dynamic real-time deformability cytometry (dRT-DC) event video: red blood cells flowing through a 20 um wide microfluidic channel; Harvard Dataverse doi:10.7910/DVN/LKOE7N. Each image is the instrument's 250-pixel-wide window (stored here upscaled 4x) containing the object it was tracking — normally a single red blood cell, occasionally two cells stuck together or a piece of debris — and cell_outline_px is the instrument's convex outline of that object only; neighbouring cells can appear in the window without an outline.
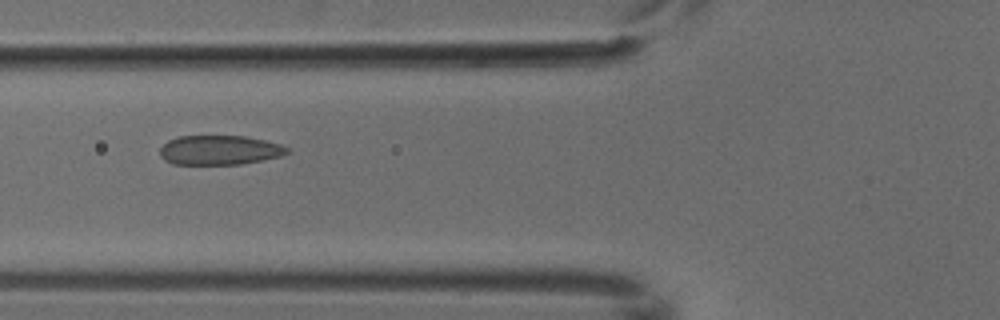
{"species": "common noctule bat (a hibernating species)", "species_latin": "Nyctalus noctula", "temperature_condition": "cold", "stored_images_in_passage": 4, "camera_frame_rate_fps": 3000, "um_per_image_px": 0.085, "animal": {"sex": "male", "body_mass_g": 18.8}, "frame": {"image": 1, "passage_image": 4, "time_ms": 1.0, "image_size_px": [1000, 320], "cell_outline_px": [[288, 152], [280, 156], [264, 160], [240, 164], [172, 164], [164, 160], [160, 156], [160, 148], [168, 140], [180, 136], [244, 136], [264, 140], [280, 144], [288, 148]], "centroid_in_image_um": [18.64, 12.76], "position_along_channel_um": 107.2, "area_um2": 21.79}}